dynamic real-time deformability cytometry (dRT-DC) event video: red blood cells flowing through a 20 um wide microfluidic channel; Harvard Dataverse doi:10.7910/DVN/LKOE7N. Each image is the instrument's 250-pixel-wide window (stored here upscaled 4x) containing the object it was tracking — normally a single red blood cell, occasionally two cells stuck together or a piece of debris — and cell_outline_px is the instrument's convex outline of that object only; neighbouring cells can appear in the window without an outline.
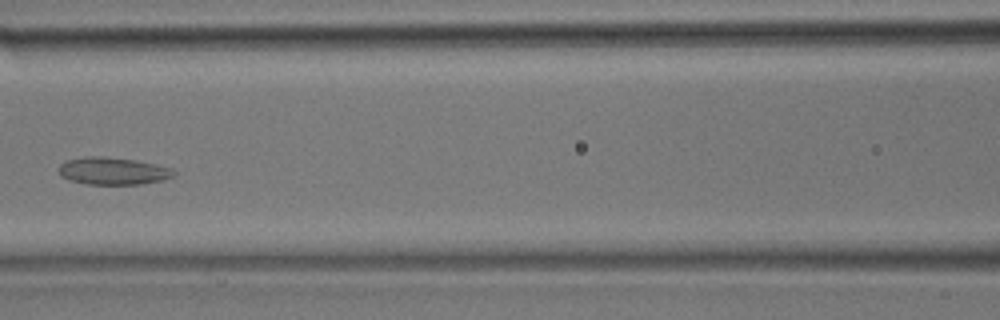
{"species": "common noctule bat (a hibernating species)", "species_latin": "Nyctalus noctula", "temperature_condition": "room temperature", "stored_images_in_passage": 40, "camera_frame_rate_fps": 3000, "um_per_image_px": 0.085, "animal": {"sex": "male", "body_mass_g": 17.9}, "frame": {"image": 1, "passage_image": 17, "time_ms": 5.333, "image_size_px": [1000, 320], "cell_outline_px": [[176, 176], [164, 180], [140, 184], [88, 184], [68, 180], [60, 176], [60, 164], [68, 160], [84, 156], [100, 156], [136, 160], [156, 164], [172, 168], [176, 172]], "centroid_in_image_um": [9.64, 14.53], "position_along_channel_um": 157.0, "area_um2": 18.44}}
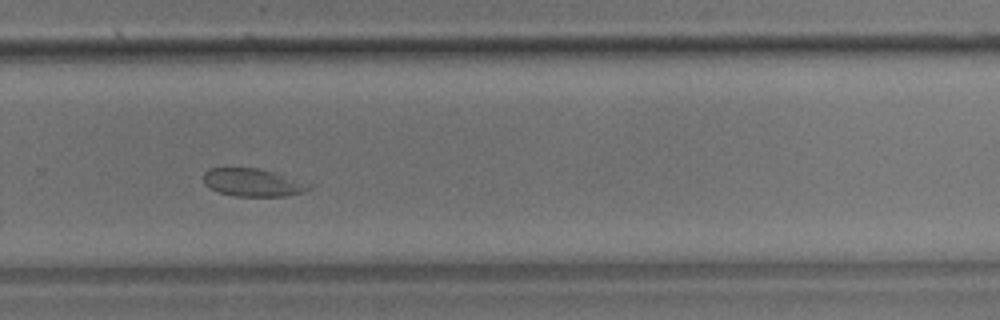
{"frame": {"image": 2, "passage_image": 26, "time_ms": 8.333, "image_size_px": [1000, 320], "cell_outline_px": [[312, 188], [304, 192], [284, 196], [232, 196], [216, 192], [208, 188], [204, 184], [204, 172], [208, 168], [260, 168], [276, 172]], "centroid_in_image_um": [21.36, 15.52], "position_along_channel_um": 308.4, "area_um2": 16.94}}
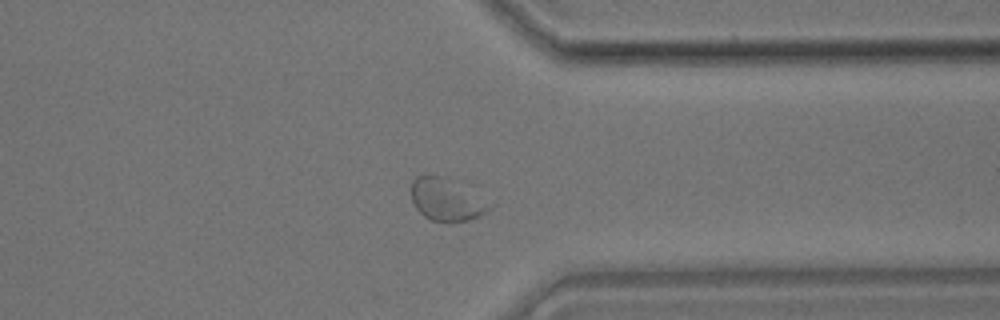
{"frame": {"image": 3, "passage_image": 30, "time_ms": 9.667, "image_size_px": [1000, 320], "cell_outline_px": [[492, 208], [488, 212], [480, 216], [468, 220], [452, 224], [448, 224], [432, 220], [424, 216], [416, 208], [412, 200], [412, 180], [416, 176], [440, 176], [448, 180], [492, 204]], "centroid_in_image_um": [37.93, 17.05], "position_along_channel_um": 373.5, "area_um2": 18.9}}